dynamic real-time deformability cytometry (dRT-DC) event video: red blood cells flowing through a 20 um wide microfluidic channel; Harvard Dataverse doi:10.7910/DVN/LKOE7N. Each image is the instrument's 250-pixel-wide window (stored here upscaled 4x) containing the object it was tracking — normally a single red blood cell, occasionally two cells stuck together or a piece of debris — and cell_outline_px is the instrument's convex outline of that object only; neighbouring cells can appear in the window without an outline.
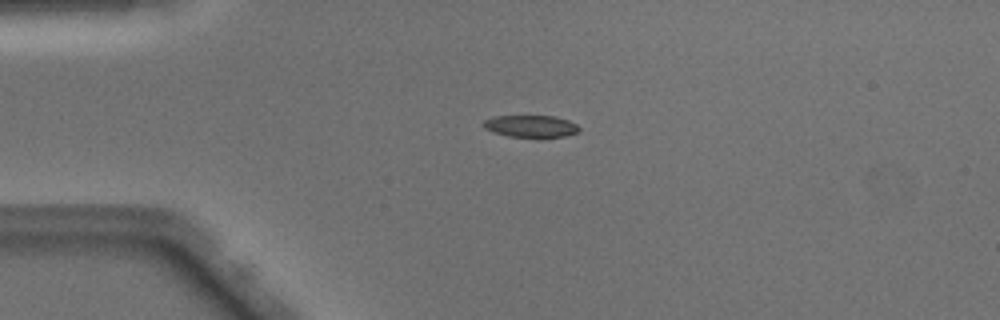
{"species": "Egyptian fruit bat (a non-hibernating species)", "species_latin": "Rousettus aegyptiacus", "temperature_condition": "warm", "stored_images_in_passage": 38, "camera_frame_rate_fps": 3000, "um_per_image_px": 0.085, "animal": {"sex": "male"}, "frame": {"image": 1, "passage_image": 1, "time_ms": 0.0, "image_size_px": [1000, 320], "cell_outline_px": [[580, 132], [564, 136], [536, 140], [508, 136], [492, 132], [484, 128], [484, 120], [492, 116], [556, 116], [568, 120], [576, 124], [580, 128]], "centroid_in_image_um": [45.15, 10.77], "position_along_channel_um": 39.9, "area_um2": 12.95}}
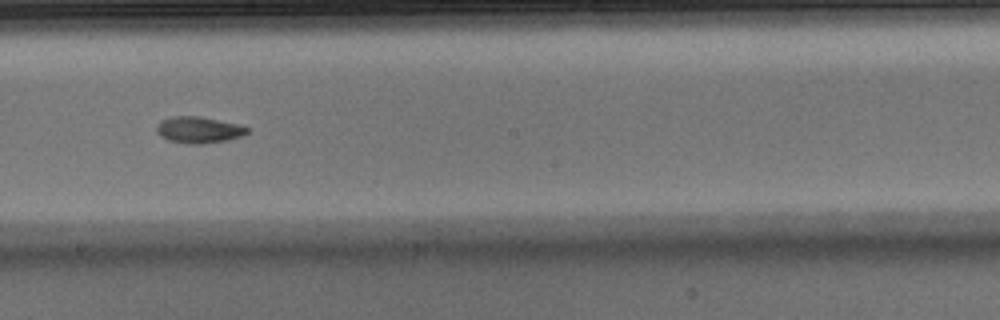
{"frame": {"image": 2, "passage_image": 17, "time_ms": 5.333, "image_size_px": [1000, 320], "cell_outline_px": [[248, 132], [240, 136], [228, 140], [200, 144], [188, 144], [168, 140], [160, 136], [156, 132], [156, 124], [160, 120], [172, 116], [200, 116], [236, 124], [248, 128]], "centroid_in_image_um": [16.82, 11.04], "position_along_channel_um": 231.4, "area_um2": 13.93}}
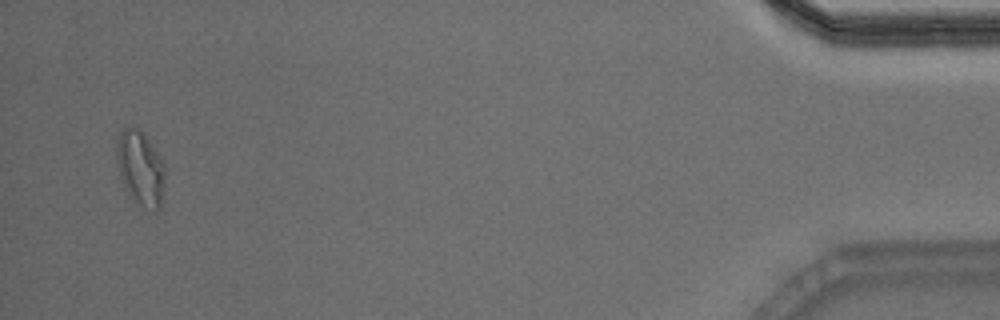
{"frame": {"image": 3, "passage_image": 37, "time_ms": 12.0, "image_size_px": [1000, 320], "cell_outline_px": [[164, 180], [160, 208], [156, 212], [152, 212], [128, 196], [120, 180], [116, 160], [116, 144], [120, 132], [124, 128], [140, 128], [160, 156], [164, 164]], "centroid_in_image_um": [11.91, 14.32], "position_along_channel_um": 423.3, "area_um2": 21.27}, "authors_computed_cell_mechanics": {"area_um2": 13.9298, "velocity_mm_per_s": 4.1017, "shape_relaxation_time_tau1_ms": 5.3382, "shape_relaxation_time_tau2_ms": 4.8323, "deformation_change_tau1": 0.1952, "deformation_change_tau2": 0.0901}}